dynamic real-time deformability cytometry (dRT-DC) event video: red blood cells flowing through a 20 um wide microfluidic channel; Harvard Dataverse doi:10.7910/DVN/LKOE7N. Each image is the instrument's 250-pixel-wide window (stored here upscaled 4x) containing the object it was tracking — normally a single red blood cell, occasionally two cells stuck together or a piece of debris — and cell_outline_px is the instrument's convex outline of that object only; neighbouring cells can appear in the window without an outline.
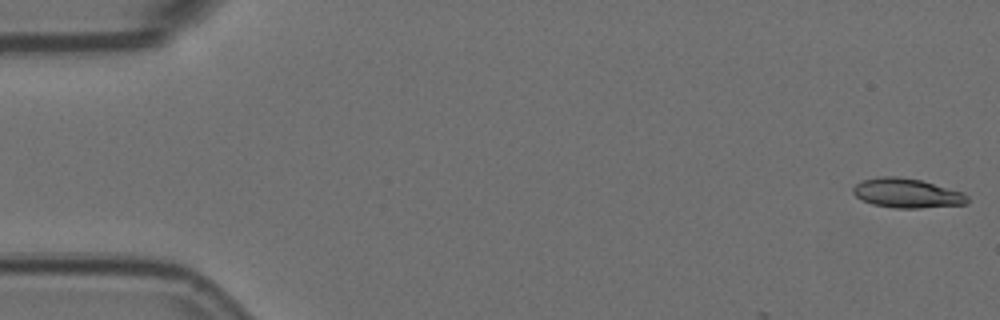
{"species": "Egyptian fruit bat (a non-hibernating species)", "species_latin": "Rousettus aegyptiacus", "temperature_condition": "room temperature", "stored_images_in_passage": 6, "camera_frame_rate_fps": 3000, "um_per_image_px": 0.085, "animal": {"sex": "female"}, "frame": {"image": 1, "passage_image": 1, "time_ms": 0.0, "image_size_px": [1000, 320], "cell_outline_px": [[968, 204], [920, 208], [896, 208], [872, 204], [860, 200], [852, 192], [852, 188], [860, 180], [880, 176], [896, 176], [920, 180], [964, 192], [968, 196]], "centroid_in_image_um": [77.07, 16.42], "position_along_channel_um": 7.9, "area_um2": 19.77}}